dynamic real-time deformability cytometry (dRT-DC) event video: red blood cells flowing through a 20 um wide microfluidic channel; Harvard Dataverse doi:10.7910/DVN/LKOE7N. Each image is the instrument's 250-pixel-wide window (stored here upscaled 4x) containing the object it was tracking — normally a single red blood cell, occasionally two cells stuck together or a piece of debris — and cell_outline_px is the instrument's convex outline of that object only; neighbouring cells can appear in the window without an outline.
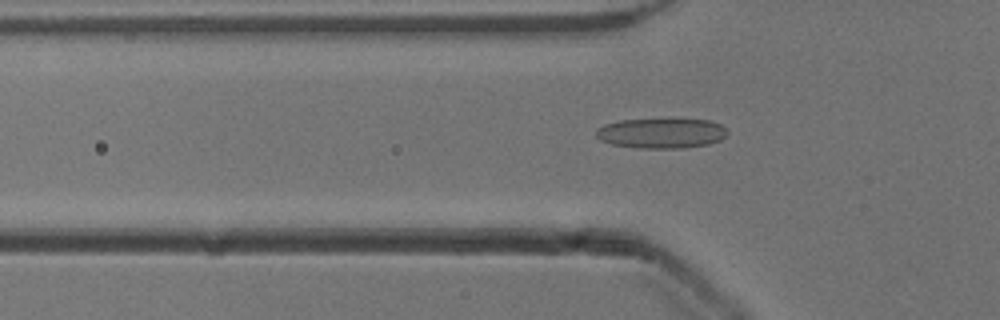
{"species": "common noctule bat (a hibernating species)", "species_latin": "Nyctalus noctula", "temperature_condition": "cold", "stored_images_in_passage": 46, "camera_frame_rate_fps": 3000, "um_per_image_px": 0.085, "animal": {"sex": "male", "body_mass_g": 13.3}, "frame": {"image": 1, "passage_image": 11, "time_ms": 3.333, "image_size_px": [1000, 320], "cell_outline_px": [[728, 132], [720, 140], [708, 144], [680, 148], [640, 148], [612, 144], [600, 140], [596, 136], [596, 128], [604, 124], [620, 120], [708, 120], [720, 124]], "centroid_in_image_um": [56.17, 11.33], "position_along_channel_um": 69.6, "area_um2": 22.66}}
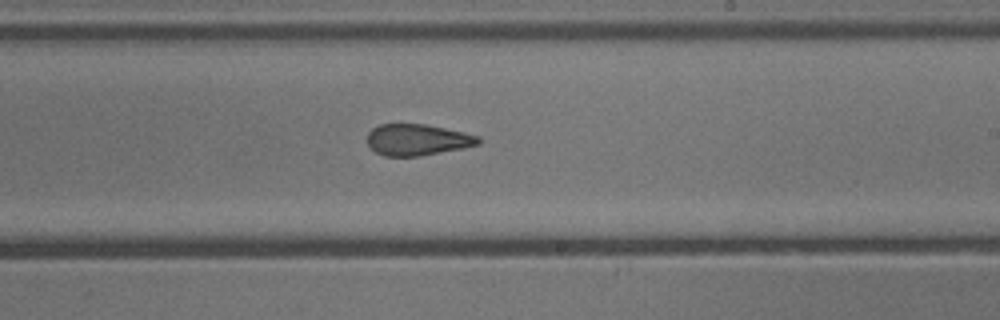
{"frame": {"image": 2, "passage_image": 25, "time_ms": 8.0, "image_size_px": [1000, 320], "cell_outline_px": [[484, 140], [480, 144], [464, 148], [420, 156], [384, 156], [376, 152], [368, 144], [368, 132], [372, 128], [380, 124], [424, 124], [464, 132], [480, 136]], "centroid_in_image_um": [35.52, 11.88], "position_along_channel_um": 253.5, "area_um2": 20.4}}
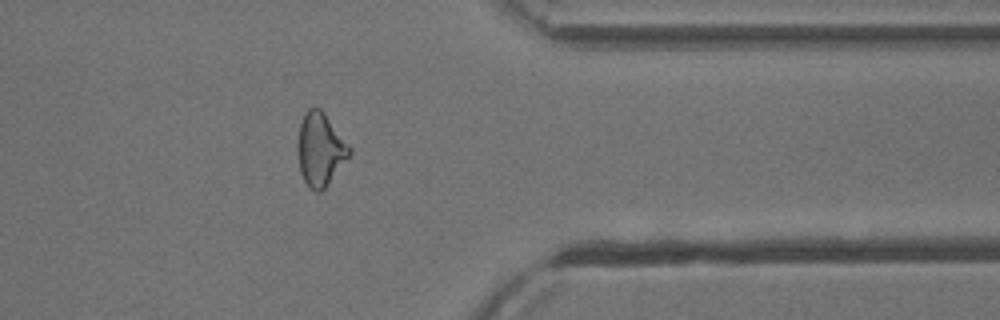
{"frame": {"image": 3, "passage_image": 36, "time_ms": 11.667, "image_size_px": [1000, 320], "cell_outline_px": [[352, 152], [324, 188], [320, 192], [316, 192], [308, 188], [300, 172], [296, 144], [300, 124], [308, 108], [320, 108], [324, 112], [352, 148]], "centroid_in_image_um": [27.2, 12.69], "position_along_channel_um": 384.2, "area_um2": 21.96}, "authors_computed_cell_mechanics": {"area_um2": 21.8484, "velocity_mm_per_s": 3.9156, "shape_relaxation_time_tau1_ms": 5.8625, "shape_relaxation_time_tau2_ms": 2.1123, "deformation_change_tau1": 0.1362, "deformation_change_tau2": 0.1058}}